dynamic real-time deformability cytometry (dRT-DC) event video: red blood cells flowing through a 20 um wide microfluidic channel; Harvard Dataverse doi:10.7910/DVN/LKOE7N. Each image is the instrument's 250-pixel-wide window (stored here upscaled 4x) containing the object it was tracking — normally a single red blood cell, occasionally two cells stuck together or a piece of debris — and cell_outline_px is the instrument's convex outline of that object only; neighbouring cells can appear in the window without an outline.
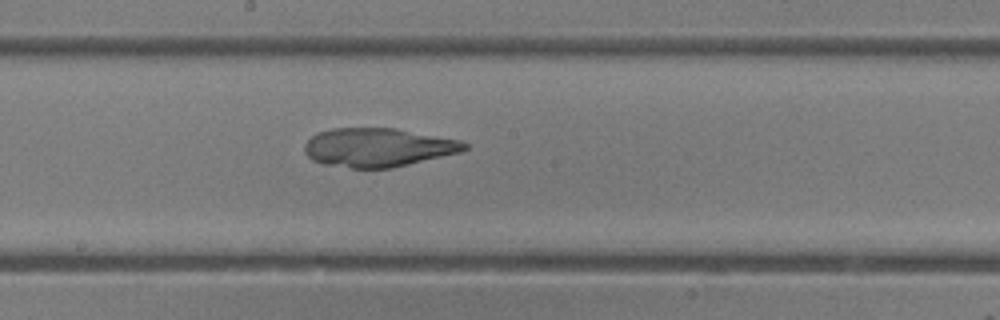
{"species": "common noctule bat (a hibernating species)", "species_latin": "Nyctalus noctula", "temperature_condition": "room temperature", "stored_images_in_passage": 38, "camera_frame_rate_fps": 3000, "um_per_image_px": 0.085, "animal": {"sex": "female"}, "frame": {"image": 1, "passage_image": 16, "time_ms": 5.0, "image_size_px": [1000, 320], "cell_outline_px": [[468, 148], [460, 152], [392, 168], [352, 168], [324, 164], [312, 160], [304, 152], [304, 144], [312, 136], [320, 132], [332, 128], [396, 128], [464, 140], [468, 144]], "centroid_in_image_um": [32.16, 12.52], "position_along_channel_um": 216.0, "area_um2": 36.24}}
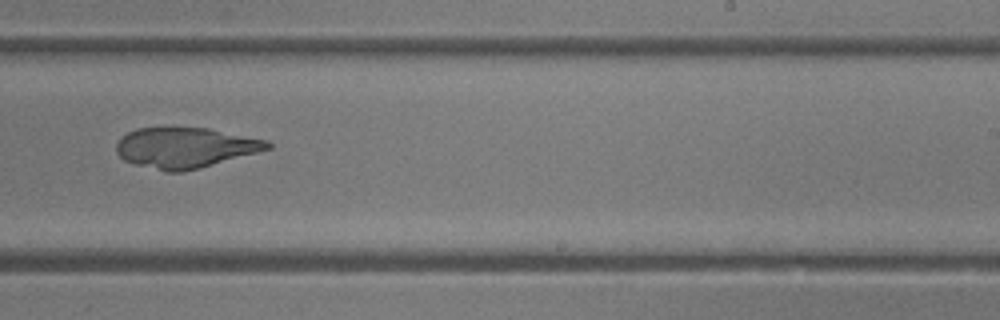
{"frame": {"image": 2, "passage_image": 20, "time_ms": 6.333, "image_size_px": [1000, 320], "cell_outline_px": [[272, 148], [200, 168], [180, 172], [168, 172], [132, 164], [124, 160], [116, 152], [116, 144], [128, 132], [136, 128], [208, 128], [268, 140], [272, 144]], "centroid_in_image_um": [15.75, 12.56], "position_along_channel_um": 273.3, "area_um2": 35.49}}